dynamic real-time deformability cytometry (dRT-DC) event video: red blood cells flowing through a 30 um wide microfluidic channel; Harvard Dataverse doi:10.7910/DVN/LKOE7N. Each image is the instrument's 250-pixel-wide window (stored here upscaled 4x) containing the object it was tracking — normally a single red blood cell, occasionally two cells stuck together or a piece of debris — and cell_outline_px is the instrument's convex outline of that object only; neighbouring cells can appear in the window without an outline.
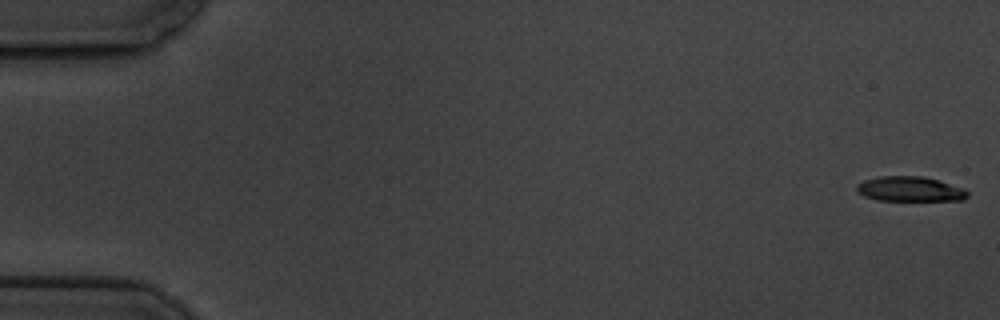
{"species": "common noctule bat (a hibernating species)", "species_latin": "Nyctalus noctula", "temperature_condition": "cold", "stored_images_in_passage": 7, "camera_frame_rate_fps": 3000, "um_per_image_px": 0.085, "animal": {"sex": "male", "body_mass_g": 19.5, "forearm_length_mm": 54.6}, "frame": {"image": 1, "passage_image": 1, "time_ms": 0.0, "image_size_px": [1000, 320], "cell_outline_px": [[968, 196], [964, 200], [876, 200], [864, 196], [856, 192], [856, 184], [864, 180], [880, 176], [924, 176], [964, 188], [968, 192]], "centroid_in_image_um": [77.32, 16.06], "position_along_channel_um": 7.7, "area_um2": 16.13}}
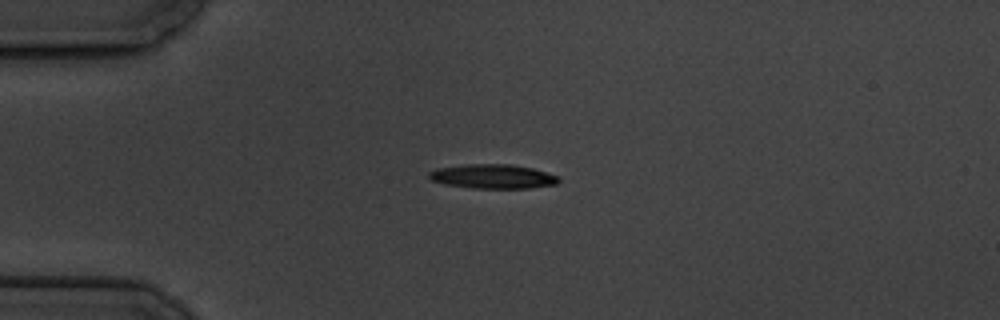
{"frame": {"image": 2, "passage_image": 5, "time_ms": 4.667, "image_size_px": [1000, 320], "cell_outline_px": [[560, 180], [556, 184], [528, 188], [472, 188], [444, 184], [432, 180], [428, 176], [428, 172], [436, 168], [464, 164], [512, 164], [532, 168], [556, 176]], "centroid_in_image_um": [41.83, 14.99], "position_along_channel_um": 43.2, "area_um2": 18.26}}
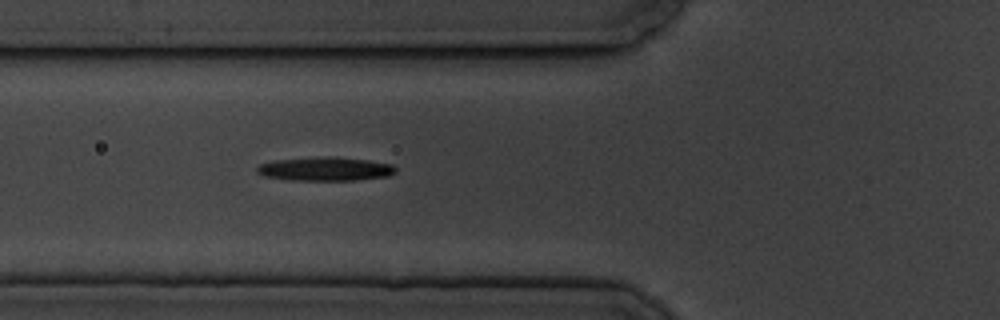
{"frame": {"image": 3, "passage_image": 7, "time_ms": 7.0, "image_size_px": [1000, 320], "cell_outline_px": [[396, 172], [388, 176], [356, 180], [292, 180], [264, 176], [256, 172], [256, 168], [260, 164], [272, 160], [324, 156], [336, 156], [368, 160], [392, 164], [396, 168]], "centroid_in_image_um": [27.64, 14.35], "position_along_channel_um": 98.2, "area_um2": 19.36}}